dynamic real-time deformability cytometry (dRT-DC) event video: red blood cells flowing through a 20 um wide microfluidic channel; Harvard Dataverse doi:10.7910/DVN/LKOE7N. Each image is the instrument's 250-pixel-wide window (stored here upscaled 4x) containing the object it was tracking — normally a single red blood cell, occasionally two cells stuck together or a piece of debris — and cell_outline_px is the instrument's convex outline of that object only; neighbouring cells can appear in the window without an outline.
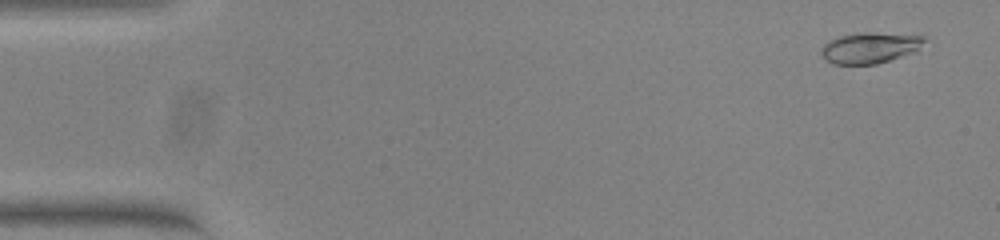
{"species": "common noctule bat (a hibernating species)", "species_latin": "Nyctalus noctula", "temperature_condition": "warm", "stored_images_in_passage": 53, "camera_frame_rate_fps": 3000, "um_per_image_px": 0.085, "animal": {"sex": "female", "body_mass_g": 23.0, "forearm_length_mm": 53.4}, "frame": {"image": 1, "passage_image": 2, "time_ms": 0.333, "image_size_px": [1000, 240], "cell_outline_px": [[928, 40], [916, 52], [876, 64], [832, 64], [820, 52], [824, 44], [828, 40], [840, 36], [860, 32], [872, 32], [924, 36]], "centroid_in_image_um": [73.99, 4.05], "position_along_channel_um": 11.0, "area_um2": 18.67}}
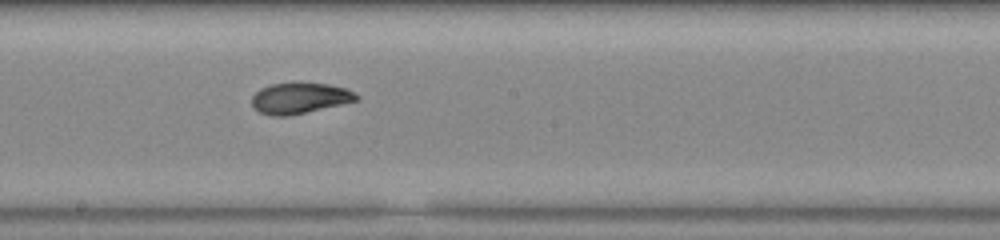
{"frame": {"image": 2, "passage_image": 29, "time_ms": 9.333, "image_size_px": [1000, 240], "cell_outline_px": [[360, 96], [356, 100], [340, 104], [288, 116], [272, 116], [260, 112], [252, 108], [252, 96], [260, 88], [272, 84], [328, 84], [344, 88]], "centroid_in_image_um": [25.41, 8.36], "position_along_channel_um": 222.8, "area_um2": 18.26}}
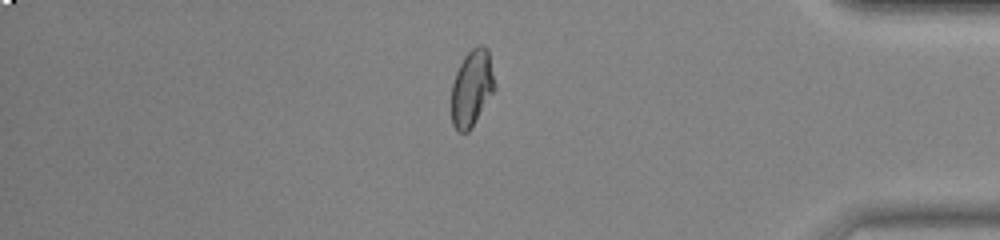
{"frame": {"image": 3, "passage_image": 45, "time_ms": 14.667, "image_size_px": [1000, 240], "cell_outline_px": [[496, 88], [468, 132], [460, 132], [452, 124], [452, 84], [456, 72], [464, 56], [476, 44], [484, 44], [488, 48], [496, 84]], "centroid_in_image_um": [40.13, 7.42], "position_along_channel_um": 395.1, "area_um2": 19.31}, "authors_computed_cell_mechanics": {"area_um2": 19.0162, "velocity_mm_per_s": 3.8195, "shape_relaxation_time_tau1_ms": 9.2531, "shape_relaxation_time_tau2_ms": 1.4714, "deformation_change_tau1": 0.2705, "deformation_change_tau2": 0.0603}}